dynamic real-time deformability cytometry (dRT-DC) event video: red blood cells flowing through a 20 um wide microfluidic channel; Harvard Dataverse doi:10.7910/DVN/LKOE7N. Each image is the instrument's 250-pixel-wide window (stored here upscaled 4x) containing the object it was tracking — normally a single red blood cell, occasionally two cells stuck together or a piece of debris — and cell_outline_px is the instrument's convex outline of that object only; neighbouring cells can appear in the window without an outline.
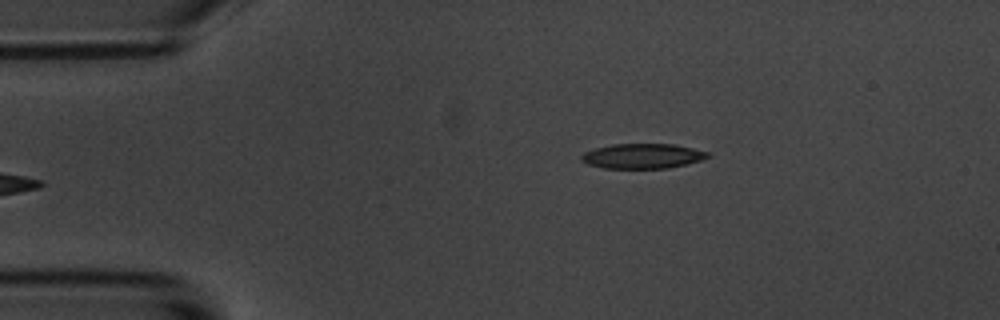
{"species": "common noctule bat (a hibernating species)", "species_latin": "Nyctalus noctula", "temperature_condition": "room temperature", "stored_images_in_passage": 6, "camera_frame_rate_fps": 3000, "um_per_image_px": 0.085, "animal": {"sex": "male", "body_mass_g": 20.1, "forearm_length_mm": 53.5}, "frame": {"image": 1, "passage_image": 6, "time_ms": 5.667, "image_size_px": [1000, 320], "cell_outline_px": [[712, 156], [700, 160], [668, 168], [604, 168], [588, 164], [580, 160], [580, 156], [584, 152], [596, 148], [612, 144], [672, 144], [692, 148], [708, 152]], "centroid_in_image_um": [54.59, 13.26], "position_along_channel_um": 30.4, "area_um2": 18.21}}